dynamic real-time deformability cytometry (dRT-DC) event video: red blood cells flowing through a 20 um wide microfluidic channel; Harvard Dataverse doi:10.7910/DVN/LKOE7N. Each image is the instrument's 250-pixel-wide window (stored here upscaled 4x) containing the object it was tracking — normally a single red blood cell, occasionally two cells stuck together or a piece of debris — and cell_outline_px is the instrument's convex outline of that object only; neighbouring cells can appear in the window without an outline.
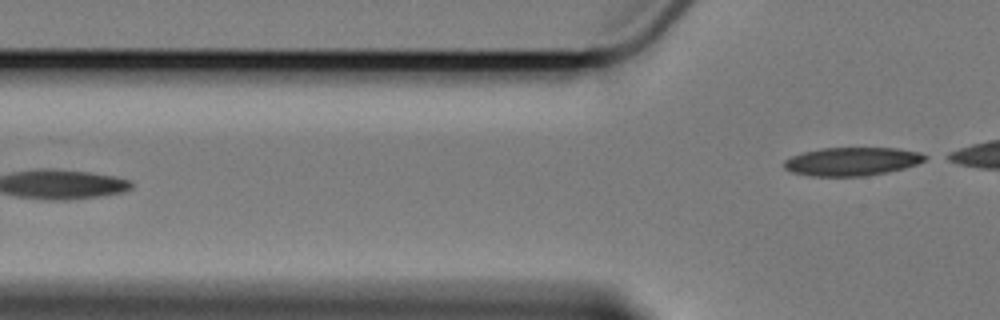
{"species": "Egyptian fruit bat (a non-hibernating species)", "species_latin": "Rousettus aegyptiacus", "temperature_condition": "cold", "stored_images_in_passage": 5, "camera_frame_rate_fps": 3000, "um_per_image_px": 0.085, "animal": {"sex": "female"}, "frame": {"image": 1, "passage_image": 5, "time_ms": 5.667, "image_size_px": [1000, 320], "cell_outline_px": [[928, 156], [924, 160], [916, 164], [904, 168], [864, 176], [812, 176], [792, 172], [784, 168], [784, 160], [792, 156], [804, 152], [820, 148], [896, 148], [920, 152]], "centroid_in_image_um": [72.4, 13.72], "position_along_channel_um": 53.4, "area_um2": 23.12}}